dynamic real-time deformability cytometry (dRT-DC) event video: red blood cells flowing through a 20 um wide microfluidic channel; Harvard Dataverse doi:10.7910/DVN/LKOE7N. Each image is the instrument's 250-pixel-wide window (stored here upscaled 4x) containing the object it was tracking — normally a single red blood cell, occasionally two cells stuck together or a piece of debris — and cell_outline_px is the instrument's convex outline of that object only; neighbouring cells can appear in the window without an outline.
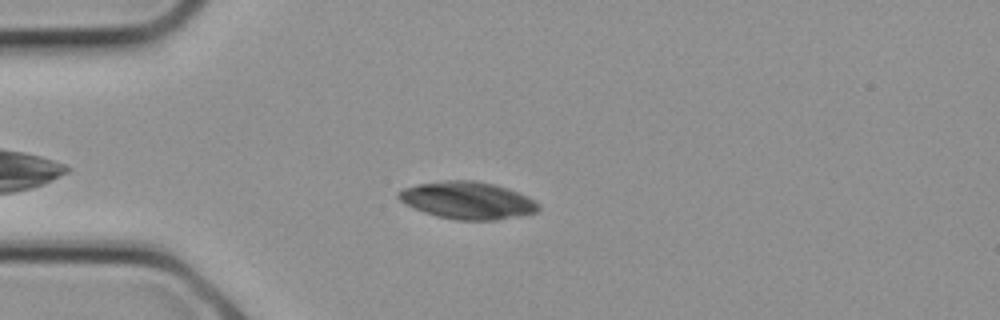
{"species": "common noctule bat (a hibernating species)", "species_latin": "Nyctalus noctula", "temperature_condition": "cold", "stored_images_in_passage": 6, "camera_frame_rate_fps": 3000, "um_per_image_px": 0.085, "animal": {"sex": "female", "body_mass_g": 21.9}, "frame": {"image": 1, "passage_image": 5, "time_ms": 1.333, "image_size_px": [1000, 320], "cell_outline_px": [[540, 208], [536, 212], [496, 220], [456, 220], [436, 216], [424, 212], [400, 200], [396, 196], [404, 188], [420, 184], [444, 180], [476, 180], [496, 184], [508, 188], [528, 196], [540, 204]], "centroid_in_image_um": [39.78, 17.02], "position_along_channel_um": 45.2, "area_um2": 30.29}}